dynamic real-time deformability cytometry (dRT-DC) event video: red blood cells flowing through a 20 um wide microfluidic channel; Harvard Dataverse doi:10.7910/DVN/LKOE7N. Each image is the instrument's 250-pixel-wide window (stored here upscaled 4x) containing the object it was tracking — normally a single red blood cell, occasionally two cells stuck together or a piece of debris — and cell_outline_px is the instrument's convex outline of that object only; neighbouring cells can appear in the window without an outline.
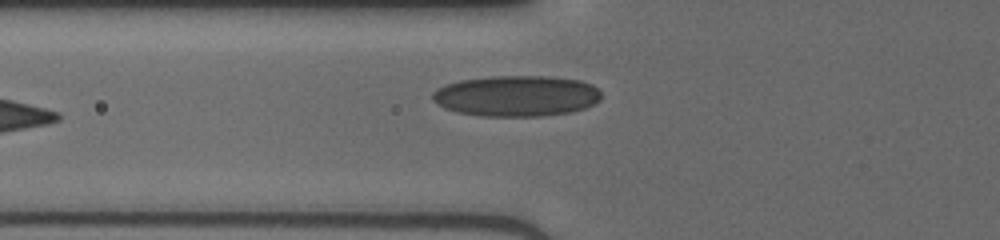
{"species": "human", "species_latin": "Homo sapiens", "temperature_condition": "cold", "stored_images_in_passage": 29, "camera_frame_rate_fps": 3000, "um_per_image_px": 0.085, "donor": {"sex": "male"}, "frame": {"image": 1, "passage_image": 2, "time_ms": 0.333, "image_size_px": [1000, 240], "cell_outline_px": [[600, 100], [584, 108], [572, 112], [544, 116], [480, 116], [460, 112], [444, 108], [436, 104], [432, 100], [432, 92], [448, 84], [460, 80], [496, 76], [548, 76], [580, 80], [592, 84], [600, 92]], "centroid_in_image_um": [43.91, 8.16], "position_along_channel_um": 81.9, "area_um2": 40.17}}
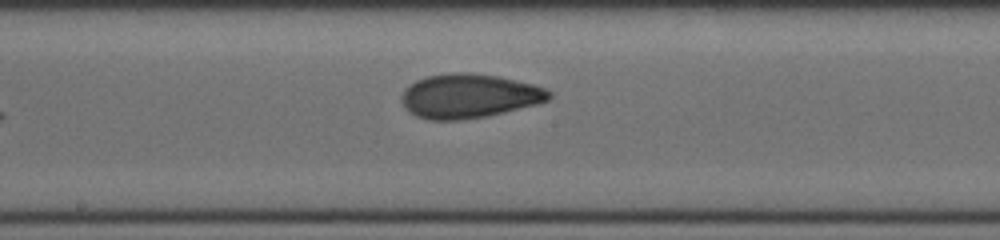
{"frame": {"image": 2, "passage_image": 11, "time_ms": 3.333, "image_size_px": [1000, 240], "cell_outline_px": [[552, 96], [548, 100], [536, 104], [488, 116], [460, 120], [428, 120], [416, 116], [408, 112], [404, 108], [400, 100], [400, 96], [404, 88], [416, 80], [428, 76], [456, 72], [472, 72], [500, 76], [532, 84], [544, 88], [552, 92]], "centroid_in_image_um": [39.83, 8.16], "position_along_channel_um": 208.4, "area_um2": 38.32}}
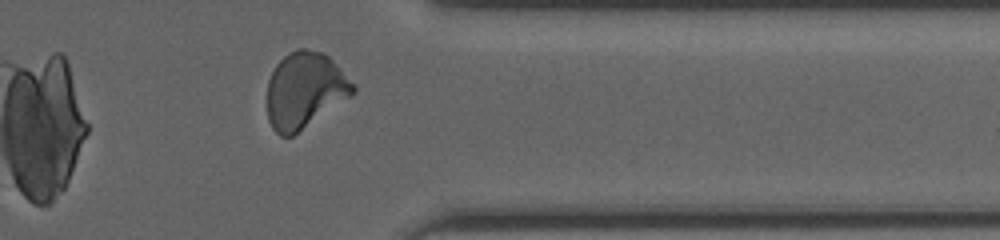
{"frame": {"image": 3, "passage_image": 24, "time_ms": 7.667, "image_size_px": [1000, 240], "cell_outline_px": [[356, 92], [352, 96], [292, 136], [280, 136], [272, 128], [268, 120], [268, 80], [276, 64], [288, 52], [296, 48], [304, 48], [320, 52], [328, 56], [340, 68], [356, 88]], "centroid_in_image_um": [25.9, 7.67], "position_along_channel_um": 385.5, "area_um2": 37.86}}